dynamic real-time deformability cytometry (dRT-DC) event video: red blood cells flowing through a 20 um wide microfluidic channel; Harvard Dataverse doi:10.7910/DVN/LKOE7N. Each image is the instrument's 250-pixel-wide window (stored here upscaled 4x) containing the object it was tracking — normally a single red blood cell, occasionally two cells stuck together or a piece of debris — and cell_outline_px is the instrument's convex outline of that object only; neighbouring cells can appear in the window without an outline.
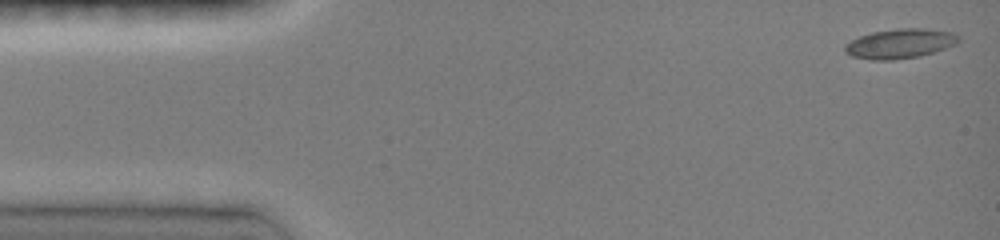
{"species": "common noctule bat (a hibernating species)", "species_latin": "Nyctalus noctula", "temperature_condition": "room temperature", "stored_images_in_passage": 5, "camera_frame_rate_fps": 3000, "um_per_image_px": 0.085, "animal": {"sex": "female", "body_mass_g": 19.0, "forearm_length_mm": 51.5}, "frame": {"image": 1, "passage_image": 1, "time_ms": 0.0, "image_size_px": [1000, 240], "cell_outline_px": [[960, 40], [956, 44], [920, 56], [892, 60], [872, 60], [852, 56], [844, 52], [844, 44], [860, 36], [872, 32], [896, 28], [924, 28], [952, 32], [960, 36]], "centroid_in_image_um": [76.49, 3.7], "position_along_channel_um": 8.5, "area_um2": 19.65}}
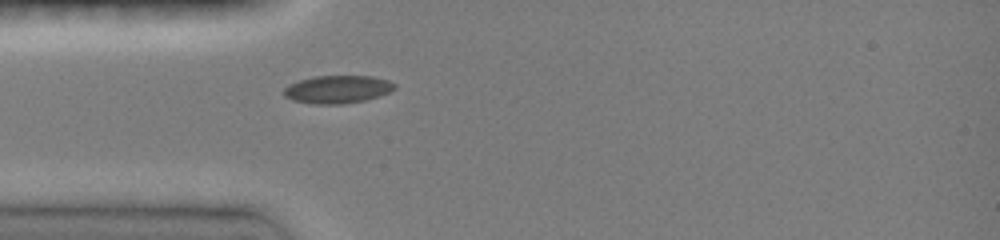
{"frame": {"image": 2, "passage_image": 5, "time_ms": 4.0, "image_size_px": [1000, 240], "cell_outline_px": [[396, 88], [380, 96], [364, 100], [340, 104], [312, 104], [292, 100], [284, 96], [284, 88], [288, 84], [300, 80], [316, 76], [372, 76], [388, 80], [396, 84]], "centroid_in_image_um": [28.68, 7.59], "position_along_channel_um": 56.3, "area_um2": 17.98}}